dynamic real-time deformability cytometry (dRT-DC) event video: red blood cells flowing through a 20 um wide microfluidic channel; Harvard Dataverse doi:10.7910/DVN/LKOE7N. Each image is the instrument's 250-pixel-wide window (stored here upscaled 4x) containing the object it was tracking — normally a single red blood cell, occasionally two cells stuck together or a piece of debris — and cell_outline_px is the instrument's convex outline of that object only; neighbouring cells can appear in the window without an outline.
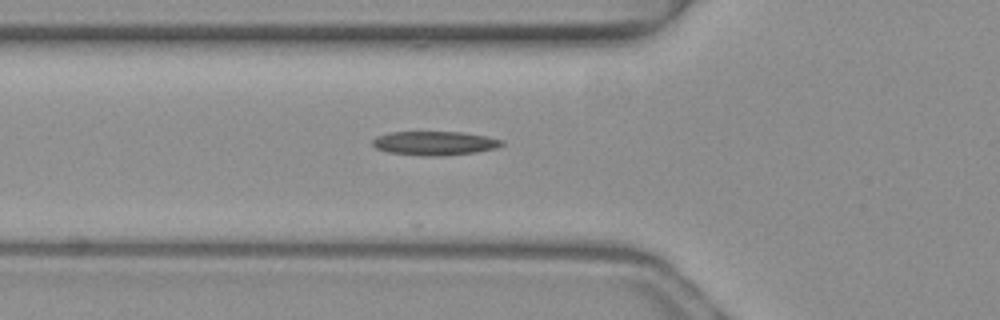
{"species": "common noctule bat (a hibernating species)", "species_latin": "Nyctalus noctula", "temperature_condition": "warm", "stored_images_in_passage": 30, "camera_frame_rate_fps": 3000, "um_per_image_px": 0.085, "animal": {"sex": "female", "body_mass_g": 19.3, "forearm_length_mm": 54.1}, "frame": {"image": 1, "passage_image": 2, "time_ms": 0.333, "image_size_px": [1000, 320], "cell_outline_px": [[504, 144], [496, 148], [476, 152], [444, 156], [424, 156], [388, 152], [376, 148], [372, 144], [372, 140], [376, 136], [392, 132], [460, 132], [488, 136], [504, 140]], "centroid_in_image_um": [36.97, 12.17], "position_along_channel_um": 88.8, "area_um2": 18.15}}
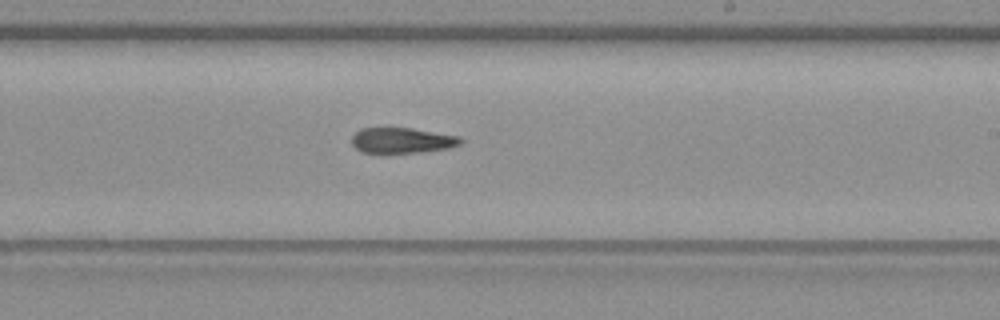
{"frame": {"image": 2, "passage_image": 14, "time_ms": 4.333, "image_size_px": [1000, 320], "cell_outline_px": [[464, 140], [460, 144], [448, 148], [420, 152], [384, 156], [360, 152], [352, 144], [352, 136], [360, 128], [412, 128], [460, 136]], "centroid_in_image_um": [34.12, 11.98], "position_along_channel_um": 254.9, "area_um2": 16.94}}
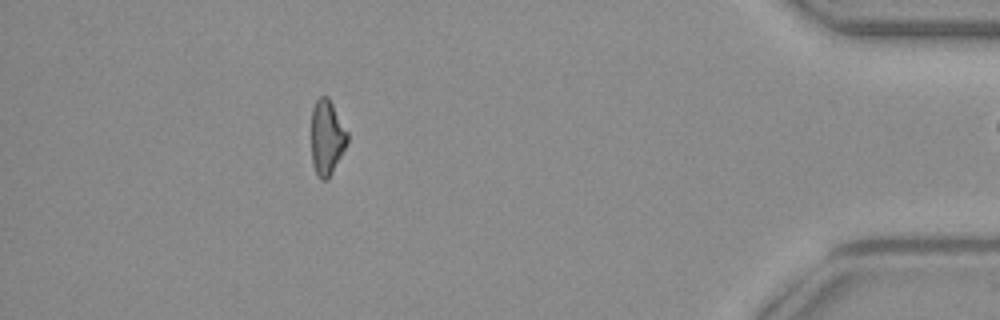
{"frame": {"image": 3, "passage_image": 29, "time_ms": 9.333, "image_size_px": [1000, 320], "cell_outline_px": [[348, 140], [328, 180], [320, 180], [316, 176], [312, 164], [312, 108], [316, 100], [320, 96], [328, 96], [348, 132]], "centroid_in_image_um": [27.77, 11.69], "position_along_channel_um": 407.4, "area_um2": 15.72}}